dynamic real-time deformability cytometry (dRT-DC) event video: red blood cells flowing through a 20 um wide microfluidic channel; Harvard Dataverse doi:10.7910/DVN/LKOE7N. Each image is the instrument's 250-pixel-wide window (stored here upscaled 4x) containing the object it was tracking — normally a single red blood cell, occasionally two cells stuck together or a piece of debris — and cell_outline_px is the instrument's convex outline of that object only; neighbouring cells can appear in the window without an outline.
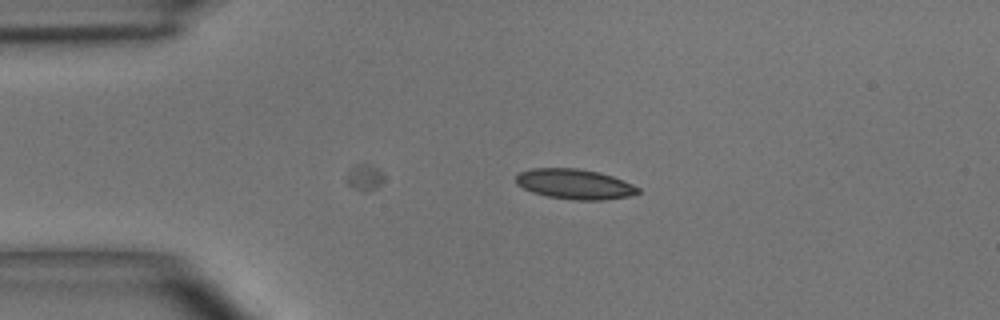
{"species": "common noctule bat (a hibernating species)", "species_latin": "Nyctalus noctula", "temperature_condition": "room temperature", "stored_images_in_passage": 5, "segment_of_instrument_passage": [1, 2], "camera_frame_rate_fps": 3000, "um_per_image_px": 0.085, "animal": {"sex": "male", "body_mass_g": 15.6}, "frame": {"image": 1, "passage_image": 3, "time_ms": 3.333, "image_size_px": [1000, 320], "cell_outline_px": [[640, 192], [628, 196], [604, 200], [572, 200], [548, 196], [532, 192], [516, 184], [516, 176], [520, 172], [532, 168], [576, 168], [600, 172], [624, 180], [640, 188]], "centroid_in_image_um": [48.85, 15.64], "position_along_channel_um": 36.1, "area_um2": 21.44}}